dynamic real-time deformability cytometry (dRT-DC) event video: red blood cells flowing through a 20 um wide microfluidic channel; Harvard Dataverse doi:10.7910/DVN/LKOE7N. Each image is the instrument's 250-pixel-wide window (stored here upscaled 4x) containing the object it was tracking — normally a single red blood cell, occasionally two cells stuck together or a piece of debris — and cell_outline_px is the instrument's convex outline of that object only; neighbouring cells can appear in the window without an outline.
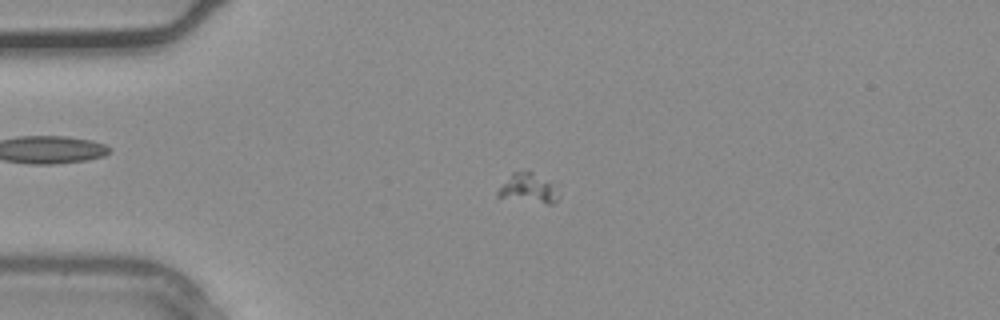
{"species": "common noctule bat (a hibernating species)", "species_latin": "Nyctalus noctula", "temperature_condition": "warm", "stored_images_in_passage": 32, "camera_frame_rate_fps": 3000, "um_per_image_px": 0.085, "animal": {"sex": "male", "body_mass_g": 20.4}, "frame": {"image": 1, "passage_image": 4, "time_ms": 1.0, "image_size_px": [1000, 320], "cell_outline_px": [[560, 196], [552, 204], [548, 204], [496, 196], [496, 192], [512, 172], [528, 168], [560, 184]], "centroid_in_image_um": [45.03, 15.94], "position_along_channel_um": 40.0, "area_um2": 11.21}}